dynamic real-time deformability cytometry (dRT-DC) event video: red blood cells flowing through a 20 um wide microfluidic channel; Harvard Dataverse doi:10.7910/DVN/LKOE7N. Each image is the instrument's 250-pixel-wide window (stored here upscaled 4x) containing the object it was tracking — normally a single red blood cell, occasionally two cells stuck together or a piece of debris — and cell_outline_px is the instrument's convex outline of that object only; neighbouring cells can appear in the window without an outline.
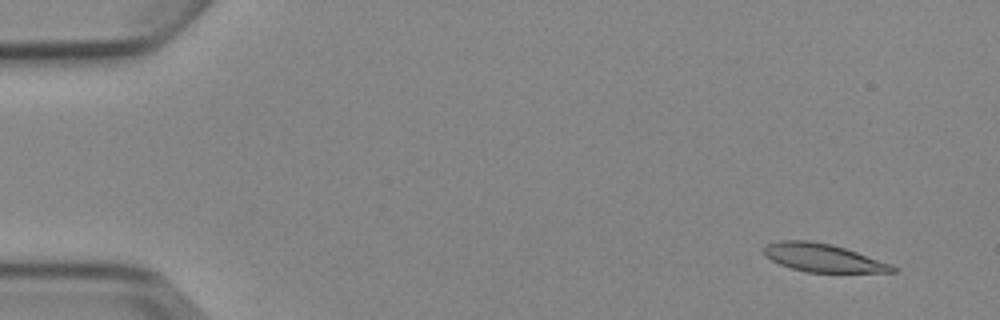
{"species": "Egyptian fruit bat (a non-hibernating species)", "species_latin": "Rousettus aegyptiacus", "temperature_condition": "cold", "stored_images_in_passage": 6, "camera_frame_rate_fps": 3000, "um_per_image_px": 0.085, "animal": {"sex": "female"}, "frame": {"image": 1, "passage_image": 1, "time_ms": 0.0, "image_size_px": [1000, 320], "cell_outline_px": [[896, 272], [808, 272], [792, 268], [780, 264], [764, 256], [764, 248], [768, 244], [780, 240], [808, 240], [832, 244], [892, 264], [896, 268]], "centroid_in_image_um": [69.94, 21.91], "position_along_channel_um": 15.1, "area_um2": 20.87}}
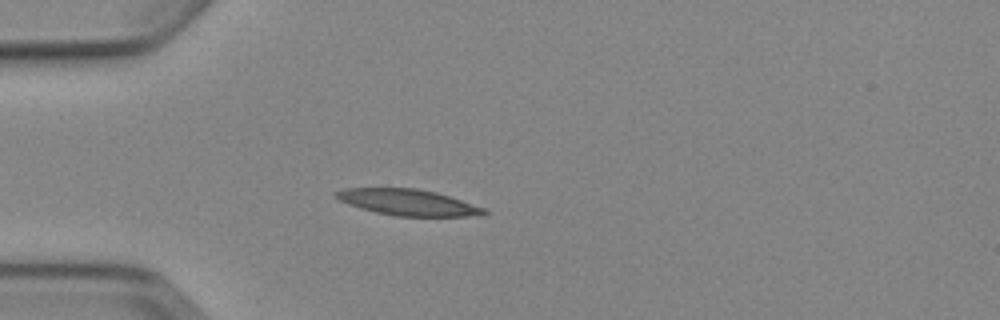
{"frame": {"image": 2, "passage_image": 4, "time_ms": 3.667, "image_size_px": [1000, 320], "cell_outline_px": [[488, 212], [464, 216], [396, 216], [376, 212], [360, 208], [348, 204], [332, 196], [332, 192], [344, 188], [416, 188], [436, 192], [484, 208]], "centroid_in_image_um": [34.55, 17.18], "position_along_channel_um": 50.4, "area_um2": 22.25}}
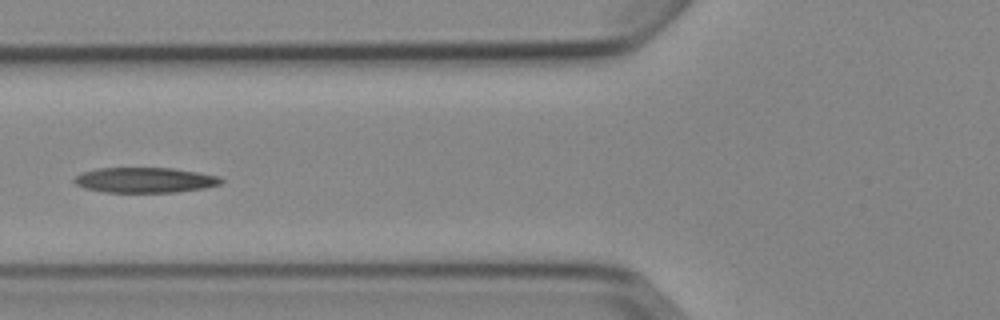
{"frame": {"image": 3, "passage_image": 6, "time_ms": 5.667, "image_size_px": [1000, 320], "cell_outline_px": [[224, 180], [220, 184], [204, 188], [176, 192], [104, 192], [84, 188], [76, 184], [72, 180], [76, 176], [84, 172], [96, 168], [172, 168], [220, 176]], "centroid_in_image_um": [12.32, 15.3], "position_along_channel_um": 113.5, "area_um2": 21.56}}